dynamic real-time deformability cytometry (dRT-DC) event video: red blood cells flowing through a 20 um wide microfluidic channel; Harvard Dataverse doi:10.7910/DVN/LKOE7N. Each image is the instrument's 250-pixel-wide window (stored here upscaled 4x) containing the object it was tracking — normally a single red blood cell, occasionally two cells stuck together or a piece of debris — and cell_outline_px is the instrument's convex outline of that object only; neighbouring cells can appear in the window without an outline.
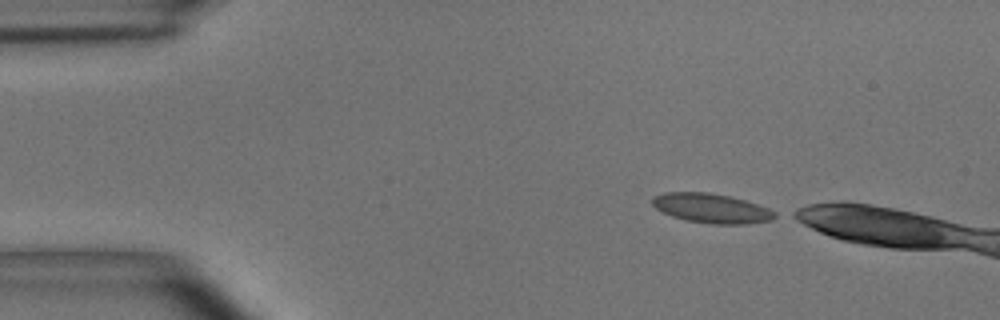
{"species": "common noctule bat (a hibernating species)", "species_latin": "Nyctalus noctula", "temperature_condition": "room temperature", "stored_images_in_passage": 10, "camera_frame_rate_fps": 3000, "um_per_image_px": 0.085, "animal": {"sex": "male", "body_mass_g": 15.6}, "frame": {"image": 1, "passage_image": 1, "time_ms": 0.0, "image_size_px": [1000, 320], "cell_outline_px": [[780, 216], [772, 220], [748, 224], [712, 224], [688, 220], [672, 216], [656, 208], [652, 204], [652, 196], [664, 192], [708, 192], [728, 196], [744, 200], [768, 208], [776, 212]], "centroid_in_image_um": [60.5, 17.7], "position_along_channel_um": 24.5, "area_um2": 21.04}}
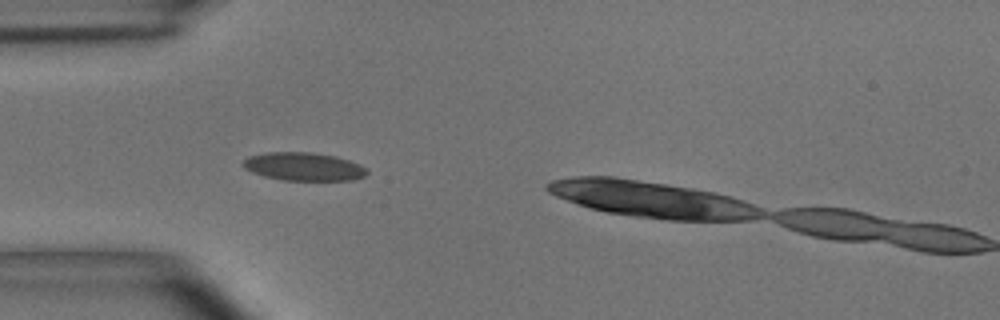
{"frame": {"image": 2, "passage_image": 9, "time_ms": 2.667, "image_size_px": [1000, 320], "cell_outline_px": [[368, 172], [364, 176], [352, 180], [280, 180], [264, 176], [252, 172], [244, 168], [240, 164], [248, 156], [268, 152], [312, 152], [336, 156], [360, 164], [368, 168]], "centroid_in_image_um": [25.8, 14.16], "position_along_channel_um": 59.2, "area_um2": 20.52}}